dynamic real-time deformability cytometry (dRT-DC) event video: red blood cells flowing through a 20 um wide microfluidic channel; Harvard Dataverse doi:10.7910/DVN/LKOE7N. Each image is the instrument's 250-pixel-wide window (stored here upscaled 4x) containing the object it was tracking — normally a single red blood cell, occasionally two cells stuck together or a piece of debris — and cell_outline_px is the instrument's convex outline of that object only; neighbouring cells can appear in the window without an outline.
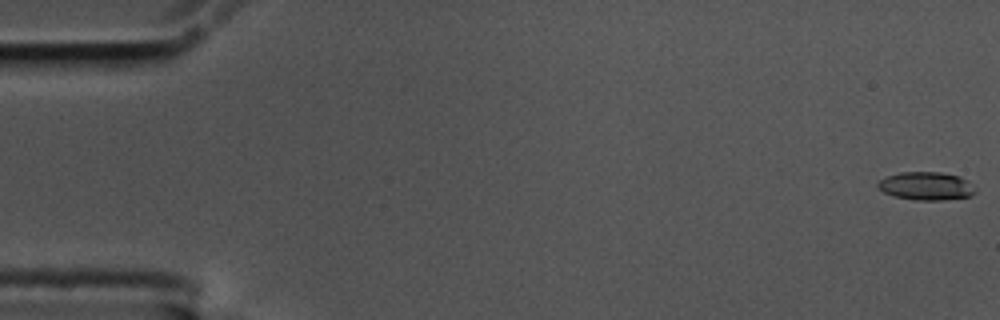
{"species": "common noctule bat (a hibernating species)", "species_latin": "Nyctalus noctula", "temperature_condition": "cold", "stored_images_in_passage": 58, "camera_frame_rate_fps": 3000, "um_per_image_px": 0.085, "animal": {"sex": "male", "body_mass_g": 17.5, "forearm_length_mm": 52.3}, "frame": {"image": 1, "passage_image": 1, "time_ms": 0.0, "image_size_px": [1000, 320], "cell_outline_px": [[976, 192], [972, 196], [944, 200], [916, 200], [896, 196], [884, 192], [876, 188], [876, 184], [880, 180], [888, 176], [900, 172], [940, 172], [960, 176], [968, 180], [976, 188]], "centroid_in_image_um": [78.77, 15.81], "position_along_channel_um": 6.2, "area_um2": 16.13}}
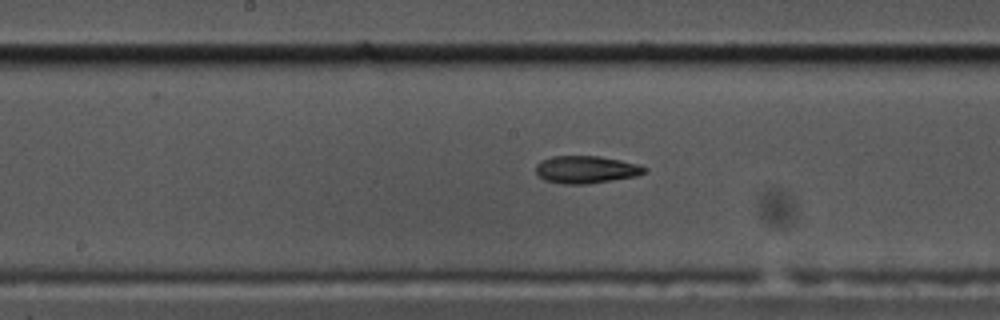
{"frame": {"image": 2, "passage_image": 30, "time_ms": 9.667, "image_size_px": [1000, 320], "cell_outline_px": [[648, 172], [636, 176], [588, 184], [564, 184], [544, 180], [536, 172], [536, 164], [540, 160], [552, 156], [600, 156], [620, 160], [636, 164], [648, 168]], "centroid_in_image_um": [49.81, 14.41], "position_along_channel_um": 198.4, "area_um2": 17.46}}
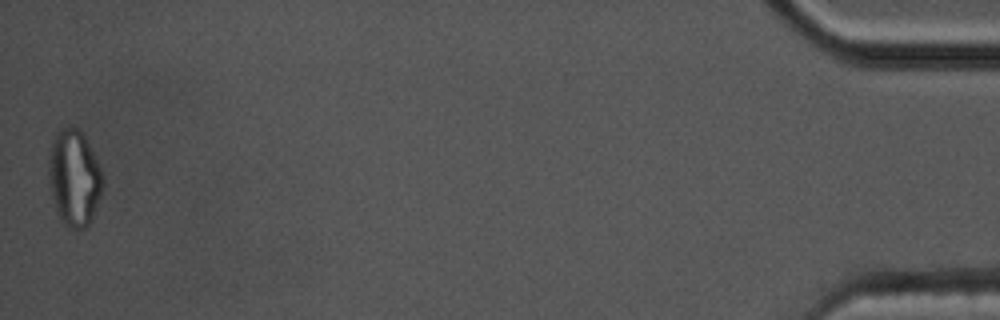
{"frame": {"image": 3, "passage_image": 58, "time_ms": 19.0, "image_size_px": [1000, 320], "cell_outline_px": [[104, 184], [100, 196], [92, 216], [88, 224], [84, 228], [68, 228], [60, 220], [56, 212], [48, 180], [48, 156], [52, 140], [56, 132], [60, 128], [76, 128], [84, 136], [96, 156], [104, 180]], "centroid_in_image_um": [6.28, 15.12], "position_along_channel_um": 428.9, "area_um2": 30.4}, "authors_computed_cell_mechanics": {"area_um2": 17.1955, "velocity_mm_per_s": 3.4893, "shape_relaxation_time_tau1_ms": 6.8752, "shape_relaxation_time_tau2_ms": 4.986, "deformation_change_tau1": 0.2515, "deformation_change_tau2": 0.1323}}